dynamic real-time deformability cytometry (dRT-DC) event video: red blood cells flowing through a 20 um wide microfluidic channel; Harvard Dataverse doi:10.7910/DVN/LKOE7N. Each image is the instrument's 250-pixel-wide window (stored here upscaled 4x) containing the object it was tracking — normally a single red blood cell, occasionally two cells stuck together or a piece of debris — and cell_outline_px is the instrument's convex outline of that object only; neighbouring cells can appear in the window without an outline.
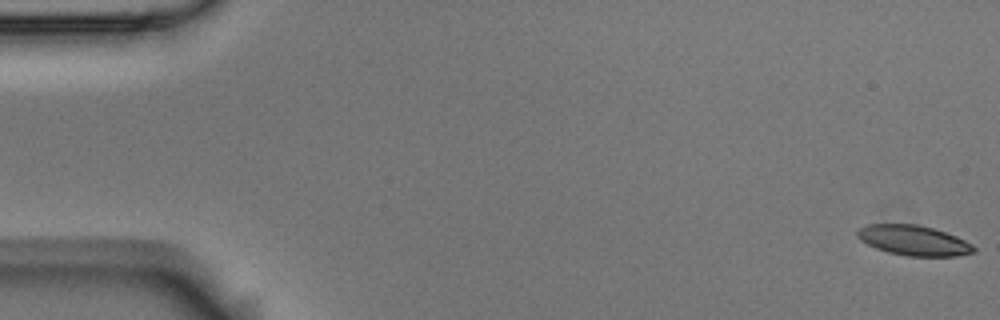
{"species": "Egyptian fruit bat (a non-hibernating species)", "species_latin": "Rousettus aegyptiacus", "temperature_condition": "room temperature", "stored_images_in_passage": 58, "camera_frame_rate_fps": 3000, "um_per_image_px": 0.085, "animal": {"sex": "male"}, "frame": {"image": 1, "passage_image": 1, "time_ms": 0.0, "image_size_px": [1000, 320], "cell_outline_px": [[976, 252], [956, 256], [908, 256], [888, 252], [876, 248], [860, 240], [856, 236], [856, 232], [864, 224], [916, 224], [932, 228], [956, 236], [972, 244], [976, 248]], "centroid_in_image_um": [77.65, 20.43], "position_along_channel_um": 7.4, "area_um2": 20.4}}
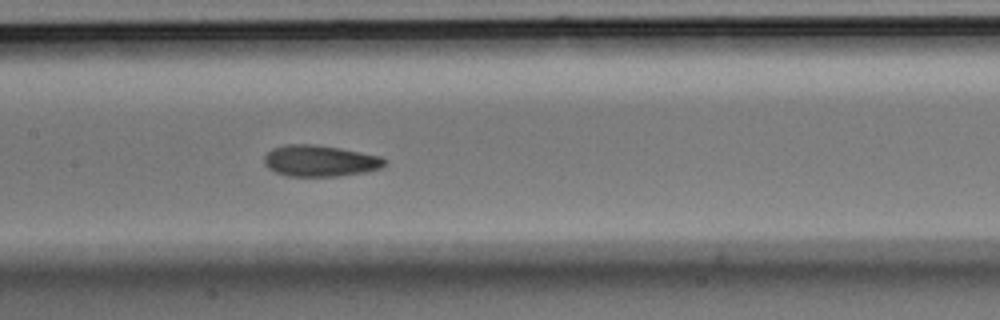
{"frame": {"image": 2, "passage_image": 28, "time_ms": 9.0, "image_size_px": [1000, 320], "cell_outline_px": [[388, 160], [380, 168], [368, 172], [340, 176], [288, 176], [276, 172], [268, 168], [264, 164], [264, 156], [272, 148], [284, 144], [316, 144], [340, 148], [380, 156]], "centroid_in_image_um": [27.19, 13.67], "position_along_channel_um": 180.2, "area_um2": 22.14}}
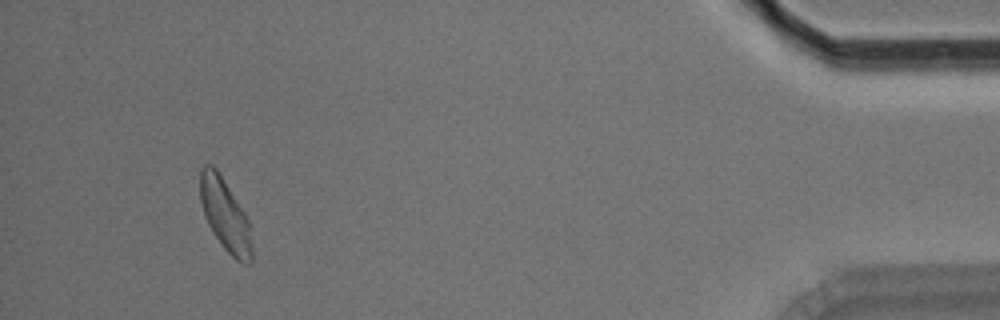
{"frame": {"image": 3, "passage_image": 54, "time_ms": 17.667, "image_size_px": [1000, 320], "cell_outline_px": [[252, 260], [248, 264], [244, 264], [236, 260], [224, 248], [212, 232], [204, 216], [200, 200], [200, 168], [204, 164], [212, 164], [216, 168], [244, 212], [248, 220], [252, 248]], "centroid_in_image_um": [19.11, 18.27], "position_along_channel_um": 416.1, "area_um2": 21.62}, "authors_computed_cell_mechanics": {"area_um2": 21.5883, "velocity_mm_per_s": 3.5091, "shape_relaxation_time_tau1_ms": 5.3983, "shape_relaxation_time_tau2_ms": 2.5324, "deformation_change_tau1": 0.1402, "deformation_change_tau2": 0.0712}}